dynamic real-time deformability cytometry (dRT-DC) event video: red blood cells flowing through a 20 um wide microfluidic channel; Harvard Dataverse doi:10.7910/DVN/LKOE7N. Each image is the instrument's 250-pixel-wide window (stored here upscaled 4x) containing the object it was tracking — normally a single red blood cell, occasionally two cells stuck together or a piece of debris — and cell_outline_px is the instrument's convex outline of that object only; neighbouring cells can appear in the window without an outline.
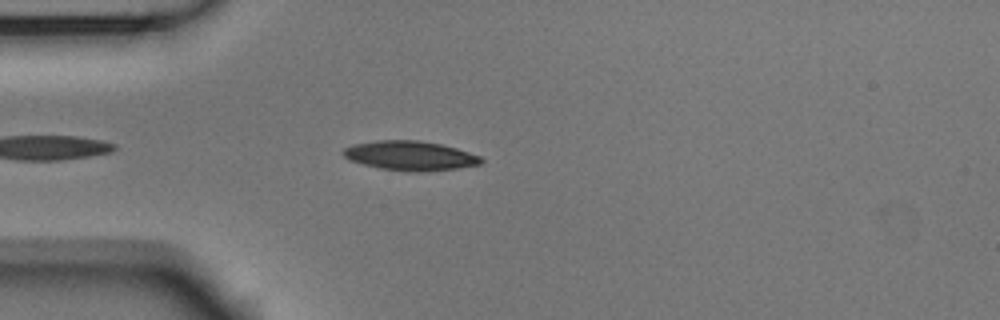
{"species": "Egyptian fruit bat (a non-hibernating species)", "species_latin": "Rousettus aegyptiacus", "temperature_condition": "room temperature", "stored_images_in_passage": 26, "camera_frame_rate_fps": 3000, "um_per_image_px": 0.085, "animal": {"sex": "male"}, "frame": {"image": 1, "passage_image": 5, "time_ms": 1.333, "image_size_px": [1000, 320], "cell_outline_px": [[484, 160], [480, 164], [456, 168], [420, 172], [408, 172], [380, 168], [348, 160], [344, 156], [344, 148], [352, 144], [376, 140], [420, 140], [440, 144], [456, 148], [480, 156]], "centroid_in_image_um": [34.84, 13.23], "position_along_channel_um": 50.2, "area_um2": 23.58}}
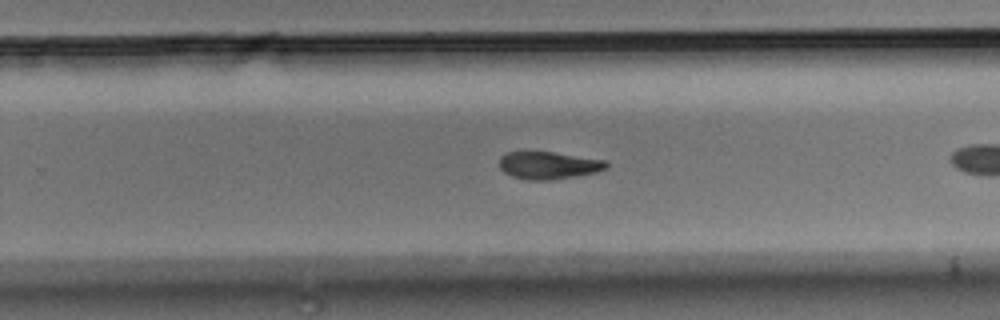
{"frame": {"image": 2, "passage_image": 18, "time_ms": 5.667, "image_size_px": [1000, 320], "cell_outline_px": [[608, 168], [596, 172], [548, 180], [528, 180], [512, 176], [504, 172], [500, 168], [500, 156], [508, 152], [552, 152], [608, 160]], "centroid_in_image_um": [46.64, 14.05], "position_along_channel_um": 283.2, "area_um2": 16.99}}
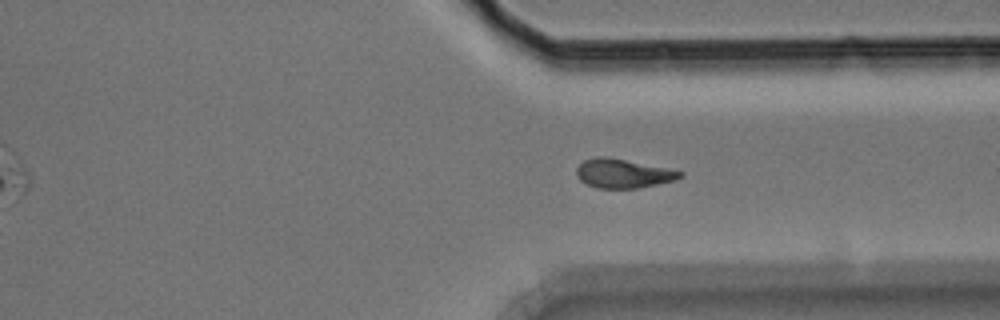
{"frame": {"image": 3, "passage_image": 24, "time_ms": 7.667, "image_size_px": [1000, 320], "cell_outline_px": [[684, 176], [672, 180], [640, 188], [596, 188], [580, 180], [576, 176], [576, 168], [584, 160], [596, 156], [604, 156], [668, 168], [684, 172]], "centroid_in_image_um": [52.94, 14.74], "position_along_channel_um": 358.5, "area_um2": 17.4}}